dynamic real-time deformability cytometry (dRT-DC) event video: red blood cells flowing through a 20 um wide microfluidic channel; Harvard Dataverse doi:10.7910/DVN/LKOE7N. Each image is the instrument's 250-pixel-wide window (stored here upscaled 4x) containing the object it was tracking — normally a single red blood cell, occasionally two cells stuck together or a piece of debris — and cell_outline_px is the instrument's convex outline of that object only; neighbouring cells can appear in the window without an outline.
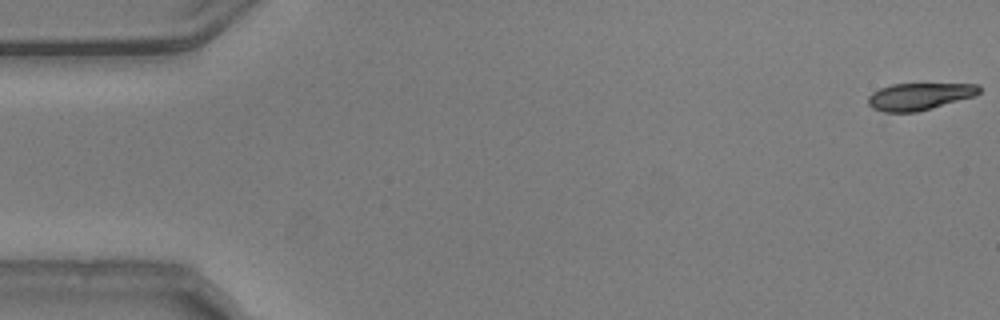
{"species": "common noctule bat (a hibernating species)", "species_latin": "Nyctalus noctula", "temperature_condition": "warm", "stored_images_in_passage": 54, "camera_frame_rate_fps": 3000, "um_per_image_px": 0.085, "animal": {"sex": "male", "body_mass_g": 20.5, "forearm_length_mm": 52.5}, "frame": {"image": 1, "passage_image": 1, "time_ms": 0.0, "image_size_px": [1000, 320], "cell_outline_px": [[980, 92], [976, 96], [932, 108], [916, 112], [884, 112], [872, 108], [868, 104], [868, 96], [872, 92], [880, 88], [892, 84], [980, 84]], "centroid_in_image_um": [78.15, 8.2], "position_along_channel_um": 6.9, "area_um2": 17.57}}
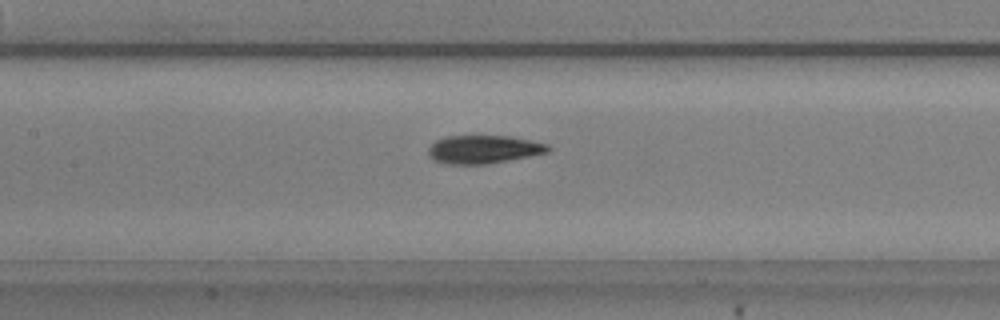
{"frame": {"image": 2, "passage_image": 25, "time_ms": 8.0, "image_size_px": [1000, 320], "cell_outline_px": [[552, 148], [548, 152], [488, 164], [444, 164], [432, 160], [428, 156], [428, 148], [436, 140], [448, 136], [508, 136], [548, 144]], "centroid_in_image_um": [41.06, 12.7], "position_along_channel_um": 166.3, "area_um2": 19.65}}
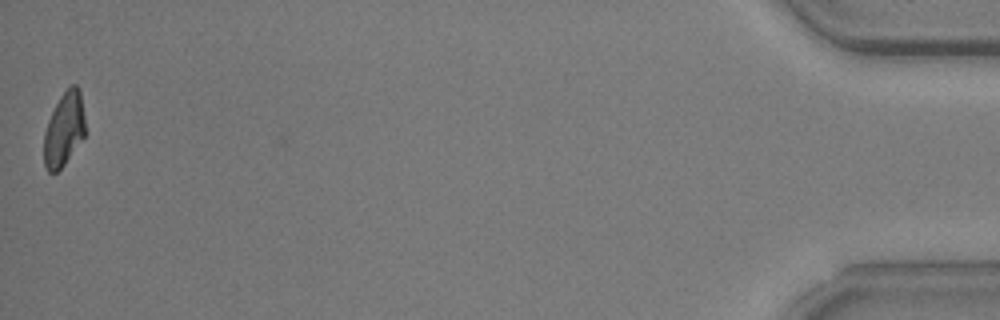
{"frame": {"image": 3, "passage_image": 54, "time_ms": 17.667, "image_size_px": [1000, 320], "cell_outline_px": [[84, 136], [64, 164], [56, 172], [48, 172], [44, 164], [44, 132], [48, 120], [60, 96], [72, 84], [76, 84], [80, 92], [84, 116]], "centroid_in_image_um": [5.42, 10.99], "position_along_channel_um": 429.8, "area_um2": 17.4}, "authors_computed_cell_mechanics": {"area_um2": 19.5942, "velocity_mm_per_s": 3.7472, "shape_relaxation_time_tau1_ms": 2.799, "shape_relaxation_time_tau2_ms": 1.7951, "deformation_change_tau1": 0.1613, "deformation_change_tau2": 0.0709}}